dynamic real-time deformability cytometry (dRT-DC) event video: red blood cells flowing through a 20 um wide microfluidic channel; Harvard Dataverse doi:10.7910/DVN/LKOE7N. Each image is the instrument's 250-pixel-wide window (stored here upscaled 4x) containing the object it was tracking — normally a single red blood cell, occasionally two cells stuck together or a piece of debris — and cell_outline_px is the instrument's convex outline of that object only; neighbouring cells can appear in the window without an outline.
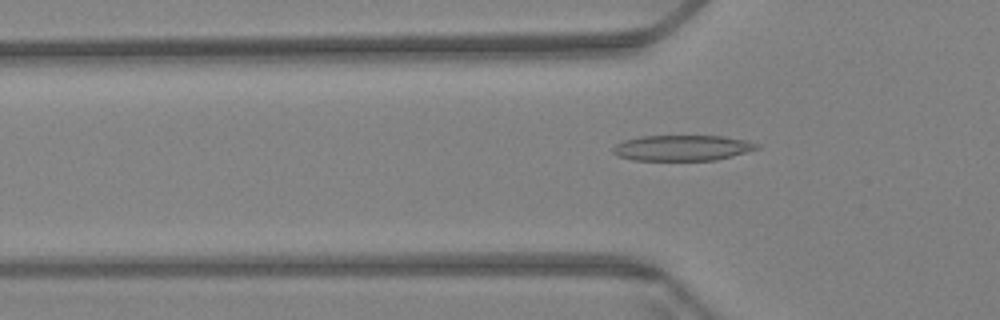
{"species": "Egyptian fruit bat (a non-hibernating species)", "species_latin": "Rousettus aegyptiacus", "temperature_condition": "warm", "stored_images_in_passage": 34, "camera_frame_rate_fps": 3000, "um_per_image_px": 0.085, "animal": {"sex": "female"}, "frame": {"image": 1, "passage_image": 20, "time_ms": 6.333, "image_size_px": [1000, 320], "cell_outline_px": [[760, 148], [732, 156], [716, 160], [632, 160], [620, 156], [612, 152], [612, 148], [616, 144], [624, 140], [640, 136], [724, 136], [744, 140], [760, 144]], "centroid_in_image_um": [58.0, 12.57], "position_along_channel_um": 67.8, "area_um2": 21.44}}
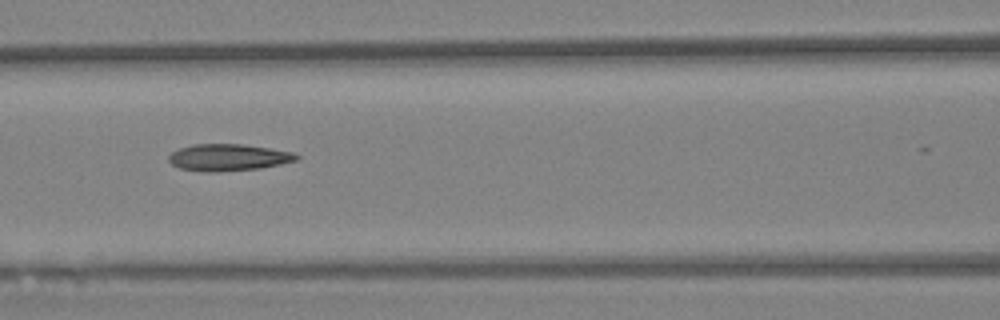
{"frame": {"image": 2, "passage_image": 27, "time_ms": 8.667, "image_size_px": [1000, 320], "cell_outline_px": [[300, 156], [296, 160], [280, 164], [260, 168], [216, 172], [204, 172], [180, 168], [172, 164], [168, 160], [168, 156], [172, 152], [180, 148], [192, 144], [244, 144], [292, 152]], "centroid_in_image_um": [19.38, 13.38], "position_along_channel_um": 147.2, "area_um2": 19.88}}
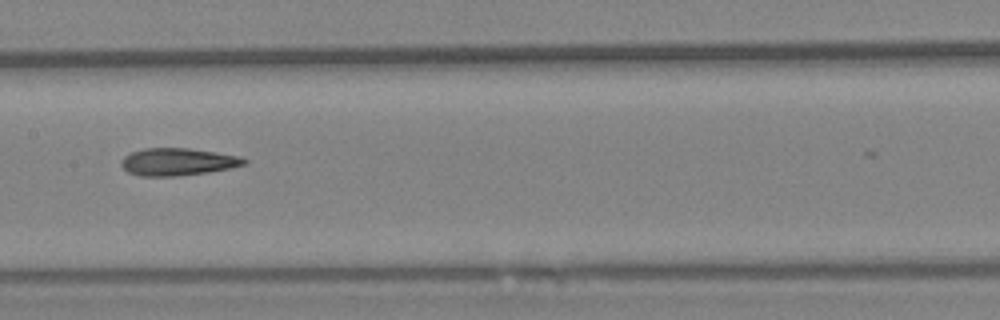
{"frame": {"image": 3, "passage_image": 31, "time_ms": 10.0, "image_size_px": [1000, 320], "cell_outline_px": [[248, 164], [208, 172], [176, 176], [140, 176], [128, 172], [120, 164], [120, 160], [124, 156], [132, 152], [144, 148], [188, 148], [216, 152], [240, 156], [248, 160]], "centroid_in_image_um": [15.1, 13.75], "position_along_channel_um": 192.3, "area_um2": 19.65}}